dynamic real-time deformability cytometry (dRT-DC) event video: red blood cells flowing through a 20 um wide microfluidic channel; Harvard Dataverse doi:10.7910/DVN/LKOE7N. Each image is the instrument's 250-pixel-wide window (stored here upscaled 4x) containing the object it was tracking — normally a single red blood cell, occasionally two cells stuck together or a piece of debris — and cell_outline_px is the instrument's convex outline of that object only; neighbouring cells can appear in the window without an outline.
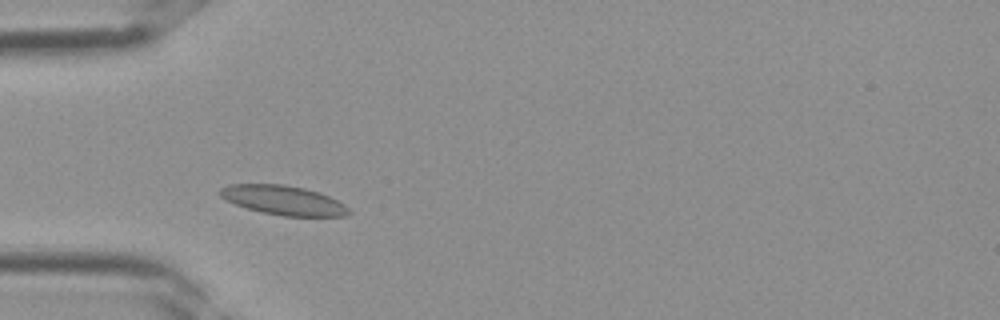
{"species": "Egyptian fruit bat (a non-hibernating species)", "species_latin": "Rousettus aegyptiacus", "temperature_condition": "room temperature", "stored_images_in_passage": 31, "camera_frame_rate_fps": 3000, "um_per_image_px": 0.085, "frame": {"image": 1, "passage_image": 5, "time_ms": 1.333, "image_size_px": [1000, 320], "cell_outline_px": [[352, 212], [344, 216], [284, 216], [260, 212], [236, 204], [220, 196], [216, 192], [220, 188], [228, 184], [284, 184], [304, 188], [320, 192], [344, 204]], "centroid_in_image_um": [24.07, 17.01], "position_along_channel_um": 60.9, "area_um2": 22.02}}
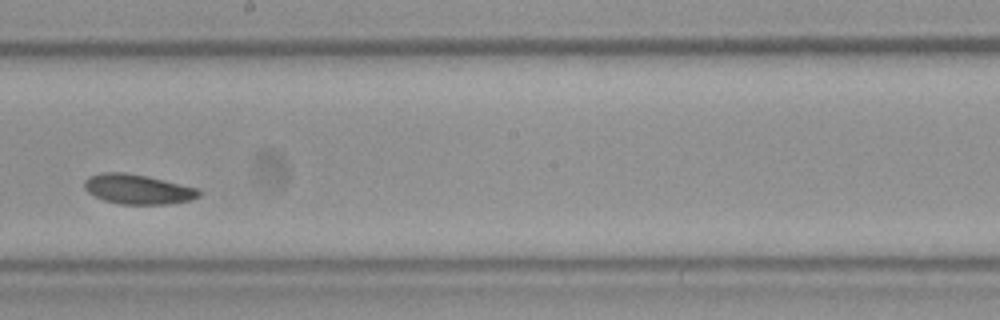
{"frame": {"image": 2, "passage_image": 15, "time_ms": 4.667, "image_size_px": [1000, 320], "cell_outline_px": [[200, 196], [192, 200], [168, 204], [120, 204], [104, 200], [88, 192], [84, 188], [84, 180], [88, 176], [100, 172], [124, 172], [164, 180], [200, 188]], "centroid_in_image_um": [11.72, 16.08], "position_along_channel_um": 236.5, "area_um2": 19.94}}
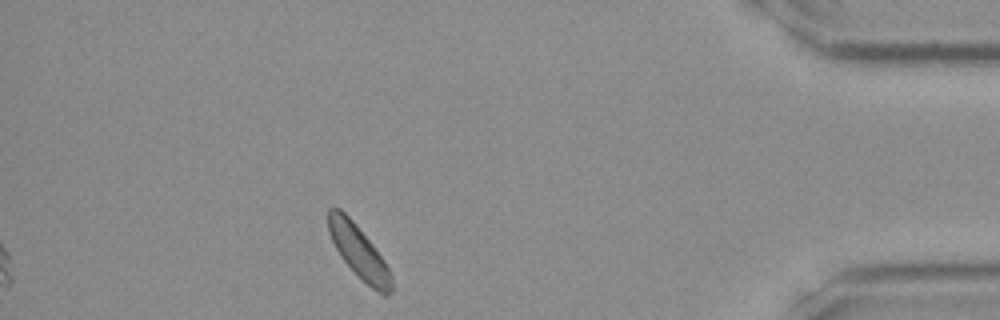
{"frame": {"image": 3, "passage_image": 27, "time_ms": 8.667, "image_size_px": [1000, 320], "cell_outline_px": [[392, 292], [388, 296], [384, 296], [372, 288], [340, 256], [328, 232], [328, 208], [340, 208], [352, 220], [372, 244], [384, 260], [392, 276]], "centroid_in_image_um": [30.51, 21.4], "position_along_channel_um": 404.7, "area_um2": 18.96}}